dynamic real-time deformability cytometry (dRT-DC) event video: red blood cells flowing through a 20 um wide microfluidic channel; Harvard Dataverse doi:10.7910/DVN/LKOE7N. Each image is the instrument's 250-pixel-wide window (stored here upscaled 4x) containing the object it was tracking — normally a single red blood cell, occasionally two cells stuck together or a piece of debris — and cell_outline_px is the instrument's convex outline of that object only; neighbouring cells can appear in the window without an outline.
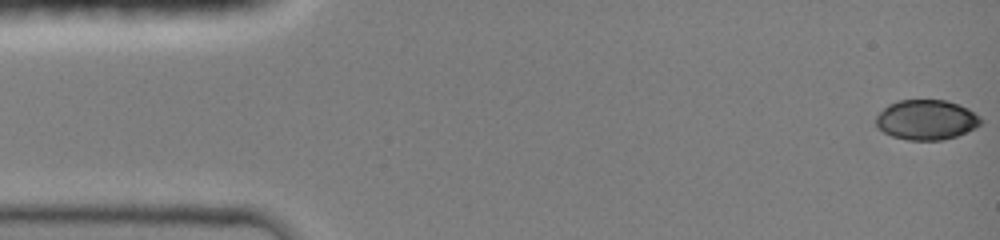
{"species": "common noctule bat (a hibernating species)", "species_latin": "Nyctalus noctula", "temperature_condition": "room temperature", "stored_images_in_passage": 8, "camera_frame_rate_fps": 3000, "um_per_image_px": 0.085, "animal": {"sex": "female", "body_mass_g": 19.0, "forearm_length_mm": 51.5}, "frame": {"image": 1, "passage_image": 1, "time_ms": 0.0, "image_size_px": [1000, 240], "cell_outline_px": [[984, 120], [976, 128], [956, 136], [940, 140], [908, 140], [892, 136], [876, 128], [876, 116], [888, 104], [896, 100], [944, 100], [968, 108], [980, 116]], "centroid_in_image_um": [78.74, 10.18], "position_along_channel_um": 6.3, "area_um2": 24.51}}
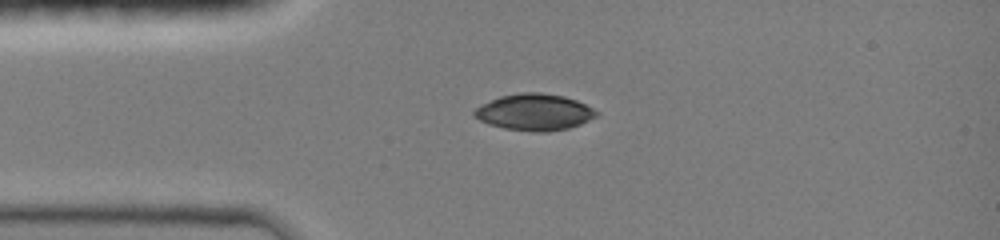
{"frame": {"image": 2, "passage_image": 6, "time_ms": 3.333, "image_size_px": [1000, 240], "cell_outline_px": [[600, 112], [596, 116], [580, 124], [568, 128], [548, 132], [540, 132], [504, 128], [488, 124], [480, 120], [472, 112], [480, 104], [500, 96], [520, 92], [540, 92], [564, 96], [576, 100]], "centroid_in_image_um": [45.41, 9.52], "position_along_channel_um": 39.6, "area_um2": 25.89}}
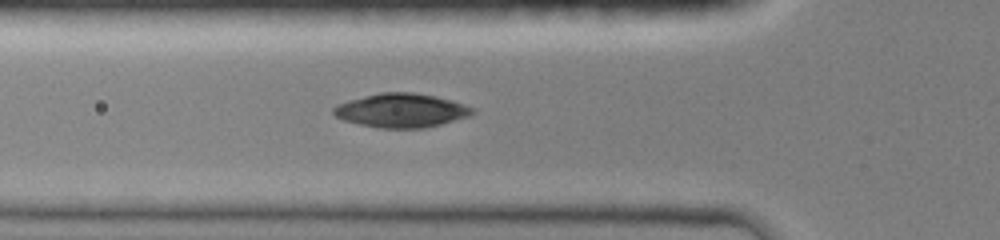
{"frame": {"image": 3, "passage_image": 8, "time_ms": 5.0, "image_size_px": [1000, 240], "cell_outline_px": [[476, 112], [468, 116], [440, 124], [424, 128], [380, 128], [360, 124], [344, 120], [336, 116], [332, 112], [332, 108], [336, 104], [348, 100], [380, 92], [412, 92], [436, 96], [452, 100], [472, 108]], "centroid_in_image_um": [34.07, 9.38], "position_along_channel_um": 91.7, "area_um2": 27.34}}